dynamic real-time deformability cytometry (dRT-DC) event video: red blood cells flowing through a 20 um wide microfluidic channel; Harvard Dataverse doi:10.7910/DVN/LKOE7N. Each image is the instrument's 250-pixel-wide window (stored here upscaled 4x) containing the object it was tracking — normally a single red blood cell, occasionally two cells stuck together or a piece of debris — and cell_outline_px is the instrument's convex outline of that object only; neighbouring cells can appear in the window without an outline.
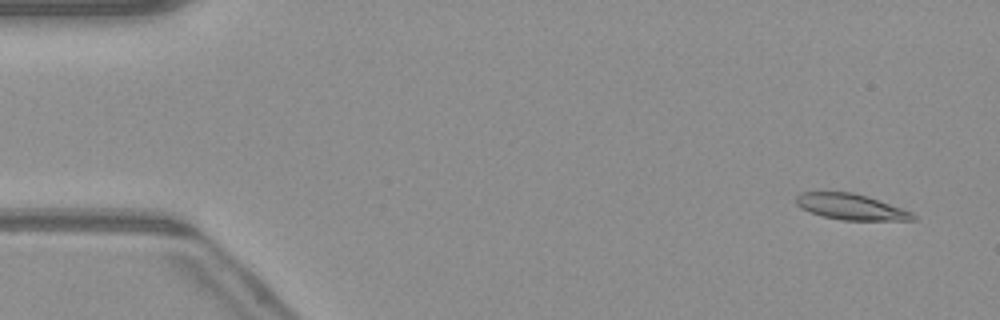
{"species": "common noctule bat (a hibernating species)", "species_latin": "Nyctalus noctula", "temperature_condition": "warm", "stored_images_in_passage": 9, "camera_frame_rate_fps": 3000, "um_per_image_px": 0.085, "animal": {"sex": "male", "body_mass_g": 23.1, "forearm_length_mm": 52.7}, "frame": {"image": 1, "passage_image": 3, "time_ms": 0.667, "image_size_px": [1000, 320], "cell_outline_px": [[916, 220], [844, 220], [820, 216], [800, 208], [796, 204], [796, 196], [800, 192], [852, 192], [868, 196], [912, 212], [916, 216]], "centroid_in_image_um": [72.3, 17.58], "position_along_channel_um": 12.7, "area_um2": 17.63}}